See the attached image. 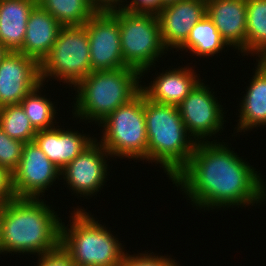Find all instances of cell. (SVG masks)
Wrapping results in <instances>:
<instances>
[{
    "label": "cell",
    "instance_id": "obj_2",
    "mask_svg": "<svg viewBox=\"0 0 266 266\" xmlns=\"http://www.w3.org/2000/svg\"><path fill=\"white\" fill-rule=\"evenodd\" d=\"M45 199L16 198L0 205V254L14 256L18 253L37 257L60 246L63 219Z\"/></svg>",
    "mask_w": 266,
    "mask_h": 266
},
{
    "label": "cell",
    "instance_id": "obj_8",
    "mask_svg": "<svg viewBox=\"0 0 266 266\" xmlns=\"http://www.w3.org/2000/svg\"><path fill=\"white\" fill-rule=\"evenodd\" d=\"M91 72L89 38L84 25L62 27L52 50L40 63L41 82L57 80L72 89Z\"/></svg>",
    "mask_w": 266,
    "mask_h": 266
},
{
    "label": "cell",
    "instance_id": "obj_14",
    "mask_svg": "<svg viewBox=\"0 0 266 266\" xmlns=\"http://www.w3.org/2000/svg\"><path fill=\"white\" fill-rule=\"evenodd\" d=\"M206 13V0H179L165 5L157 14L165 48L169 52L178 50Z\"/></svg>",
    "mask_w": 266,
    "mask_h": 266
},
{
    "label": "cell",
    "instance_id": "obj_26",
    "mask_svg": "<svg viewBox=\"0 0 266 266\" xmlns=\"http://www.w3.org/2000/svg\"><path fill=\"white\" fill-rule=\"evenodd\" d=\"M24 144L10 138L0 127V166L13 173L18 168Z\"/></svg>",
    "mask_w": 266,
    "mask_h": 266
},
{
    "label": "cell",
    "instance_id": "obj_10",
    "mask_svg": "<svg viewBox=\"0 0 266 266\" xmlns=\"http://www.w3.org/2000/svg\"><path fill=\"white\" fill-rule=\"evenodd\" d=\"M111 155L97 138L61 169V180L72 194L85 199L97 196L108 180ZM109 158V159H108ZM108 162V163H107ZM98 192V193H97ZM82 195V196H81ZM89 197V198H88Z\"/></svg>",
    "mask_w": 266,
    "mask_h": 266
},
{
    "label": "cell",
    "instance_id": "obj_4",
    "mask_svg": "<svg viewBox=\"0 0 266 266\" xmlns=\"http://www.w3.org/2000/svg\"><path fill=\"white\" fill-rule=\"evenodd\" d=\"M141 77L130 67L91 72L73 88L76 96L71 118L99 125L141 91Z\"/></svg>",
    "mask_w": 266,
    "mask_h": 266
},
{
    "label": "cell",
    "instance_id": "obj_31",
    "mask_svg": "<svg viewBox=\"0 0 266 266\" xmlns=\"http://www.w3.org/2000/svg\"><path fill=\"white\" fill-rule=\"evenodd\" d=\"M97 11L120 9L124 0H89Z\"/></svg>",
    "mask_w": 266,
    "mask_h": 266
},
{
    "label": "cell",
    "instance_id": "obj_12",
    "mask_svg": "<svg viewBox=\"0 0 266 266\" xmlns=\"http://www.w3.org/2000/svg\"><path fill=\"white\" fill-rule=\"evenodd\" d=\"M93 71L127 67L123 62L119 20L110 11H98L85 24Z\"/></svg>",
    "mask_w": 266,
    "mask_h": 266
},
{
    "label": "cell",
    "instance_id": "obj_20",
    "mask_svg": "<svg viewBox=\"0 0 266 266\" xmlns=\"http://www.w3.org/2000/svg\"><path fill=\"white\" fill-rule=\"evenodd\" d=\"M37 0H0V43L18 51L24 42L30 12Z\"/></svg>",
    "mask_w": 266,
    "mask_h": 266
},
{
    "label": "cell",
    "instance_id": "obj_19",
    "mask_svg": "<svg viewBox=\"0 0 266 266\" xmlns=\"http://www.w3.org/2000/svg\"><path fill=\"white\" fill-rule=\"evenodd\" d=\"M62 27L50 13L36 4L30 12L25 39L18 52L41 63L52 50Z\"/></svg>",
    "mask_w": 266,
    "mask_h": 266
},
{
    "label": "cell",
    "instance_id": "obj_18",
    "mask_svg": "<svg viewBox=\"0 0 266 266\" xmlns=\"http://www.w3.org/2000/svg\"><path fill=\"white\" fill-rule=\"evenodd\" d=\"M258 62V63H257ZM254 75H252L249 86H246L243 97L240 98L238 109L237 127L234 134L266 125V59H256ZM255 70V71H254Z\"/></svg>",
    "mask_w": 266,
    "mask_h": 266
},
{
    "label": "cell",
    "instance_id": "obj_30",
    "mask_svg": "<svg viewBox=\"0 0 266 266\" xmlns=\"http://www.w3.org/2000/svg\"><path fill=\"white\" fill-rule=\"evenodd\" d=\"M12 173L0 166V205L16 199Z\"/></svg>",
    "mask_w": 266,
    "mask_h": 266
},
{
    "label": "cell",
    "instance_id": "obj_15",
    "mask_svg": "<svg viewBox=\"0 0 266 266\" xmlns=\"http://www.w3.org/2000/svg\"><path fill=\"white\" fill-rule=\"evenodd\" d=\"M193 68L188 65L178 68L169 66L168 70L155 74L157 77L148 85L142 83L141 91L153 102L178 106L202 80Z\"/></svg>",
    "mask_w": 266,
    "mask_h": 266
},
{
    "label": "cell",
    "instance_id": "obj_16",
    "mask_svg": "<svg viewBox=\"0 0 266 266\" xmlns=\"http://www.w3.org/2000/svg\"><path fill=\"white\" fill-rule=\"evenodd\" d=\"M206 12L228 47L242 55L246 51V0H206Z\"/></svg>",
    "mask_w": 266,
    "mask_h": 266
},
{
    "label": "cell",
    "instance_id": "obj_25",
    "mask_svg": "<svg viewBox=\"0 0 266 266\" xmlns=\"http://www.w3.org/2000/svg\"><path fill=\"white\" fill-rule=\"evenodd\" d=\"M0 127L10 138L24 143L32 142L37 133L20 104L0 107Z\"/></svg>",
    "mask_w": 266,
    "mask_h": 266
},
{
    "label": "cell",
    "instance_id": "obj_33",
    "mask_svg": "<svg viewBox=\"0 0 266 266\" xmlns=\"http://www.w3.org/2000/svg\"><path fill=\"white\" fill-rule=\"evenodd\" d=\"M1 231H2V208L0 206V243H1Z\"/></svg>",
    "mask_w": 266,
    "mask_h": 266
},
{
    "label": "cell",
    "instance_id": "obj_32",
    "mask_svg": "<svg viewBox=\"0 0 266 266\" xmlns=\"http://www.w3.org/2000/svg\"><path fill=\"white\" fill-rule=\"evenodd\" d=\"M9 50L0 43V61L7 55Z\"/></svg>",
    "mask_w": 266,
    "mask_h": 266
},
{
    "label": "cell",
    "instance_id": "obj_22",
    "mask_svg": "<svg viewBox=\"0 0 266 266\" xmlns=\"http://www.w3.org/2000/svg\"><path fill=\"white\" fill-rule=\"evenodd\" d=\"M246 51L243 56L266 59V0H246Z\"/></svg>",
    "mask_w": 266,
    "mask_h": 266
},
{
    "label": "cell",
    "instance_id": "obj_24",
    "mask_svg": "<svg viewBox=\"0 0 266 266\" xmlns=\"http://www.w3.org/2000/svg\"><path fill=\"white\" fill-rule=\"evenodd\" d=\"M45 84L40 83L35 89L30 91L20 102L27 118L30 120L32 126L38 130L51 129L56 127L55 125L58 119L59 111L50 98L43 93ZM43 89V90H42ZM43 93V94H41Z\"/></svg>",
    "mask_w": 266,
    "mask_h": 266
},
{
    "label": "cell",
    "instance_id": "obj_21",
    "mask_svg": "<svg viewBox=\"0 0 266 266\" xmlns=\"http://www.w3.org/2000/svg\"><path fill=\"white\" fill-rule=\"evenodd\" d=\"M228 45L223 41L220 33L212 20L207 16V14L197 22L191 29L188 38L185 43L177 51L189 52L192 56L214 57V55L219 54Z\"/></svg>",
    "mask_w": 266,
    "mask_h": 266
},
{
    "label": "cell",
    "instance_id": "obj_34",
    "mask_svg": "<svg viewBox=\"0 0 266 266\" xmlns=\"http://www.w3.org/2000/svg\"><path fill=\"white\" fill-rule=\"evenodd\" d=\"M161 1H162V3H163L164 5H167V4H170V3L177 2V1H179V0H161Z\"/></svg>",
    "mask_w": 266,
    "mask_h": 266
},
{
    "label": "cell",
    "instance_id": "obj_27",
    "mask_svg": "<svg viewBox=\"0 0 266 266\" xmlns=\"http://www.w3.org/2000/svg\"><path fill=\"white\" fill-rule=\"evenodd\" d=\"M146 251H144L145 253H134V255H130L129 251H126L119 266H180L179 261H176L171 255H156L154 252Z\"/></svg>",
    "mask_w": 266,
    "mask_h": 266
},
{
    "label": "cell",
    "instance_id": "obj_6",
    "mask_svg": "<svg viewBox=\"0 0 266 266\" xmlns=\"http://www.w3.org/2000/svg\"><path fill=\"white\" fill-rule=\"evenodd\" d=\"M98 127L102 129L97 141L109 152L111 158H127L147 162V130L144 113V93L118 107Z\"/></svg>",
    "mask_w": 266,
    "mask_h": 266
},
{
    "label": "cell",
    "instance_id": "obj_13",
    "mask_svg": "<svg viewBox=\"0 0 266 266\" xmlns=\"http://www.w3.org/2000/svg\"><path fill=\"white\" fill-rule=\"evenodd\" d=\"M40 83V63L18 51H9L0 61V107L20 104Z\"/></svg>",
    "mask_w": 266,
    "mask_h": 266
},
{
    "label": "cell",
    "instance_id": "obj_23",
    "mask_svg": "<svg viewBox=\"0 0 266 266\" xmlns=\"http://www.w3.org/2000/svg\"><path fill=\"white\" fill-rule=\"evenodd\" d=\"M63 27L83 26L98 11L89 0H37Z\"/></svg>",
    "mask_w": 266,
    "mask_h": 266
},
{
    "label": "cell",
    "instance_id": "obj_5",
    "mask_svg": "<svg viewBox=\"0 0 266 266\" xmlns=\"http://www.w3.org/2000/svg\"><path fill=\"white\" fill-rule=\"evenodd\" d=\"M77 207L68 216L71 218L69 225L61 222L60 245L70 255L73 264L119 266L127 251L122 241L91 212Z\"/></svg>",
    "mask_w": 266,
    "mask_h": 266
},
{
    "label": "cell",
    "instance_id": "obj_11",
    "mask_svg": "<svg viewBox=\"0 0 266 266\" xmlns=\"http://www.w3.org/2000/svg\"><path fill=\"white\" fill-rule=\"evenodd\" d=\"M13 189L17 198H45V192L58 179L61 169L52 163L32 141L23 146L18 168L12 173Z\"/></svg>",
    "mask_w": 266,
    "mask_h": 266
},
{
    "label": "cell",
    "instance_id": "obj_17",
    "mask_svg": "<svg viewBox=\"0 0 266 266\" xmlns=\"http://www.w3.org/2000/svg\"><path fill=\"white\" fill-rule=\"evenodd\" d=\"M61 126V127H60ZM51 129L38 130L34 142L45 153L47 158L59 169L64 168L88 147L96 137L83 134L74 129H65L60 123Z\"/></svg>",
    "mask_w": 266,
    "mask_h": 266
},
{
    "label": "cell",
    "instance_id": "obj_7",
    "mask_svg": "<svg viewBox=\"0 0 266 266\" xmlns=\"http://www.w3.org/2000/svg\"><path fill=\"white\" fill-rule=\"evenodd\" d=\"M110 12L119 20L123 62L137 70L143 80L145 74L155 69L156 61L169 52L162 42L157 14L121 8Z\"/></svg>",
    "mask_w": 266,
    "mask_h": 266
},
{
    "label": "cell",
    "instance_id": "obj_9",
    "mask_svg": "<svg viewBox=\"0 0 266 266\" xmlns=\"http://www.w3.org/2000/svg\"><path fill=\"white\" fill-rule=\"evenodd\" d=\"M211 88L201 80L178 105L183 123L196 143L210 142L213 136L212 142H217L215 138L225 129L227 112Z\"/></svg>",
    "mask_w": 266,
    "mask_h": 266
},
{
    "label": "cell",
    "instance_id": "obj_3",
    "mask_svg": "<svg viewBox=\"0 0 266 266\" xmlns=\"http://www.w3.org/2000/svg\"><path fill=\"white\" fill-rule=\"evenodd\" d=\"M147 161L159 164L172 180L188 163L197 145L189 135L178 106L151 101L144 94Z\"/></svg>",
    "mask_w": 266,
    "mask_h": 266
},
{
    "label": "cell",
    "instance_id": "obj_1",
    "mask_svg": "<svg viewBox=\"0 0 266 266\" xmlns=\"http://www.w3.org/2000/svg\"><path fill=\"white\" fill-rule=\"evenodd\" d=\"M219 141L197 143L188 163L171 180L177 191L180 188L192 207L204 211L266 202V179L260 171L231 150L229 141Z\"/></svg>",
    "mask_w": 266,
    "mask_h": 266
},
{
    "label": "cell",
    "instance_id": "obj_35",
    "mask_svg": "<svg viewBox=\"0 0 266 266\" xmlns=\"http://www.w3.org/2000/svg\"><path fill=\"white\" fill-rule=\"evenodd\" d=\"M72 266H85V265L72 264Z\"/></svg>",
    "mask_w": 266,
    "mask_h": 266
},
{
    "label": "cell",
    "instance_id": "obj_28",
    "mask_svg": "<svg viewBox=\"0 0 266 266\" xmlns=\"http://www.w3.org/2000/svg\"><path fill=\"white\" fill-rule=\"evenodd\" d=\"M37 265L34 266H72L73 262L70 255L61 247V245L45 254L36 257Z\"/></svg>",
    "mask_w": 266,
    "mask_h": 266
},
{
    "label": "cell",
    "instance_id": "obj_29",
    "mask_svg": "<svg viewBox=\"0 0 266 266\" xmlns=\"http://www.w3.org/2000/svg\"><path fill=\"white\" fill-rule=\"evenodd\" d=\"M164 6L161 0H124L121 9L129 12L158 14Z\"/></svg>",
    "mask_w": 266,
    "mask_h": 266
}]
</instances>
